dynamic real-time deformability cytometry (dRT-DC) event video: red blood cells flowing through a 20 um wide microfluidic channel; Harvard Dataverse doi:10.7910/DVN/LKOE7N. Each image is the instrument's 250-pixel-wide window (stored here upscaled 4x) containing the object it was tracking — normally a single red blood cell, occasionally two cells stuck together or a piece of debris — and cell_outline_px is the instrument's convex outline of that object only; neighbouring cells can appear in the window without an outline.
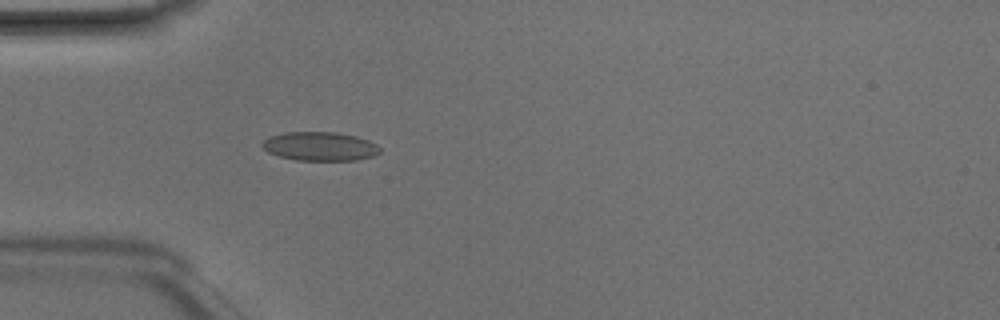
{"species": "Egyptian fruit bat (a non-hibernating species)", "species_latin": "Rousettus aegyptiacus", "temperature_condition": "room temperature", "stored_images_in_passage": 49, "camera_frame_rate_fps": 3000, "um_per_image_px": 0.085, "animal": {"sex": "male"}, "frame": {"image": 1, "passage_image": 15, "time_ms": 4.667, "image_size_px": [1000, 320], "cell_outline_px": [[380, 152], [372, 156], [356, 160], [296, 160], [280, 156], [268, 152], [260, 144], [268, 136], [284, 132], [336, 132], [356, 136], [368, 140], [376, 144], [380, 148]], "centroid_in_image_um": [27.17, 12.43], "position_along_channel_um": 57.8, "area_um2": 19.77}}
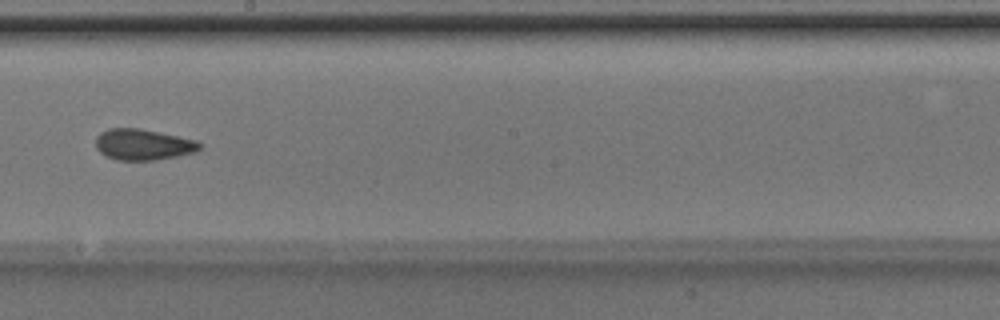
{"frame": {"image": 2, "passage_image": 28, "time_ms": 9.0, "image_size_px": [1000, 320], "cell_outline_px": [[204, 144], [196, 152], [156, 160], [116, 160], [104, 156], [96, 148], [96, 136], [100, 132], [108, 128], [140, 128], [196, 140]], "centroid_in_image_um": [12.15, 12.29], "position_along_channel_um": 236.1, "area_um2": 18.96}}
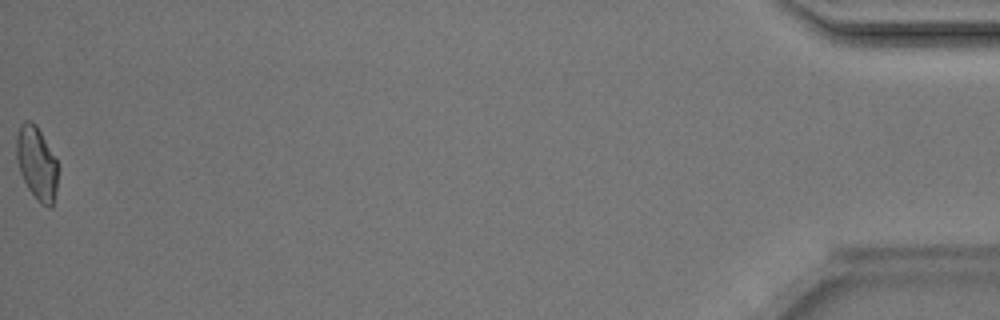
{"frame": {"image": 3, "passage_image": 49, "time_ms": 16.0, "image_size_px": [1000, 320], "cell_outline_px": [[56, 188], [52, 208], [48, 208], [40, 204], [36, 200], [28, 188], [20, 172], [16, 160], [16, 136], [20, 124], [24, 120], [32, 120], [36, 124], [56, 160]], "centroid_in_image_um": [3.08, 13.87], "position_along_channel_um": 432.1, "area_um2": 17.63}, "authors_computed_cell_mechanics": {"area_um2": 18.9006, "velocity_mm_per_s": 4.2197, "shape_relaxation_time_tau1_ms": 6.8699, "shape_relaxation_time_tau2_ms": 2.1844, "deformation_change_tau1": 0.1161, "deformation_change_tau2": 0.0646}}